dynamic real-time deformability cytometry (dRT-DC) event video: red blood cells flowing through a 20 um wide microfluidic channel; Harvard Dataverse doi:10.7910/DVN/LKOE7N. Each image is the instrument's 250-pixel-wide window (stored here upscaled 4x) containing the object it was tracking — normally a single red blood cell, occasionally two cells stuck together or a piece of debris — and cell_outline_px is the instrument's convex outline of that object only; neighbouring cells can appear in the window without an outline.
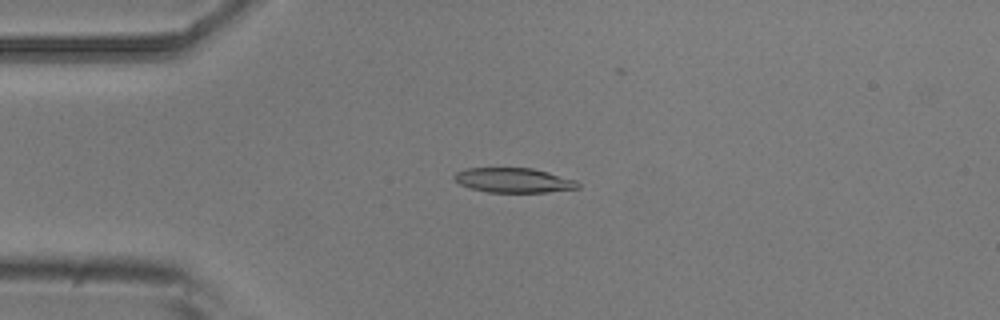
{"species": "common noctule bat (a hibernating species)", "species_latin": "Nyctalus noctula", "temperature_condition": "room temperature", "stored_images_in_passage": 42, "camera_frame_rate_fps": 3000, "um_per_image_px": 0.085, "animal": {"sex": "male", "body_mass_g": 20.5, "forearm_length_mm": 52.5}, "frame": {"image": 1, "passage_image": 1, "time_ms": 0.0, "image_size_px": [1000, 320], "cell_outline_px": [[580, 188], [548, 192], [488, 192], [472, 188], [460, 184], [452, 176], [456, 172], [468, 168], [532, 168], [548, 172], [576, 180], [580, 184]], "centroid_in_image_um": [43.68, 15.32], "position_along_channel_um": 41.3, "area_um2": 17.69}}
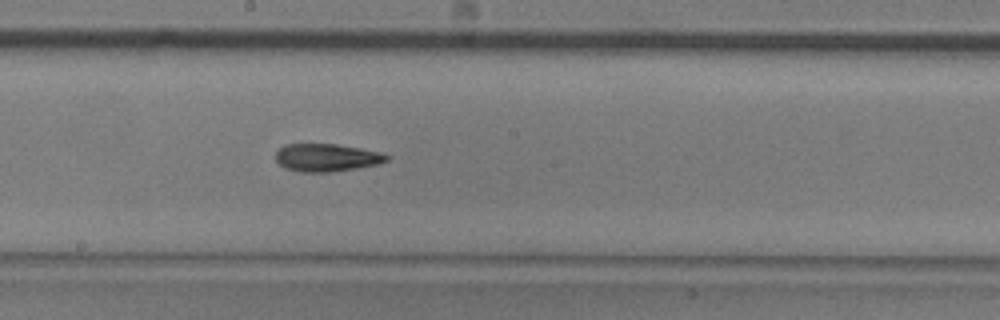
{"frame": {"image": 2, "passage_image": 17, "time_ms": 5.333, "image_size_px": [1000, 320], "cell_outline_px": [[388, 160], [380, 164], [356, 168], [328, 172], [304, 172], [288, 168], [280, 164], [276, 160], [276, 152], [284, 144], [336, 144], [360, 148], [380, 152], [388, 156]], "centroid_in_image_um": [27.78, 13.39], "position_along_channel_um": 220.4, "area_um2": 17.74}}
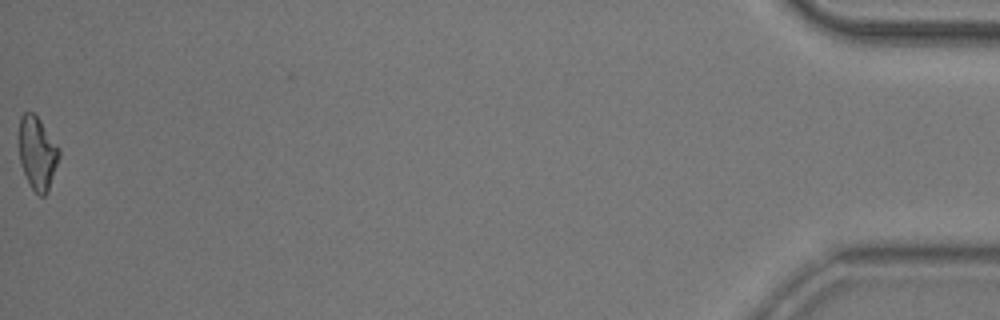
{"frame": {"image": 3, "passage_image": 42, "time_ms": 13.667, "image_size_px": [1000, 320], "cell_outline_px": [[60, 156], [48, 192], [44, 196], [40, 196], [32, 188], [24, 172], [20, 160], [20, 116], [24, 112], [32, 112], [40, 120], [60, 148]], "centroid_in_image_um": [3.21, 13.02], "position_along_channel_um": 432.0, "area_um2": 16.82}, "authors_computed_cell_mechanics": {"area_um2": 17.7446, "velocity_mm_per_s": 3.7551, "shape_relaxation_time_tau1_ms": 4.3808, "shape_relaxation_time_tau2_ms": 9.7831, "deformation_change_tau1": 0.1333, "deformation_change_tau2": 0.2105}}